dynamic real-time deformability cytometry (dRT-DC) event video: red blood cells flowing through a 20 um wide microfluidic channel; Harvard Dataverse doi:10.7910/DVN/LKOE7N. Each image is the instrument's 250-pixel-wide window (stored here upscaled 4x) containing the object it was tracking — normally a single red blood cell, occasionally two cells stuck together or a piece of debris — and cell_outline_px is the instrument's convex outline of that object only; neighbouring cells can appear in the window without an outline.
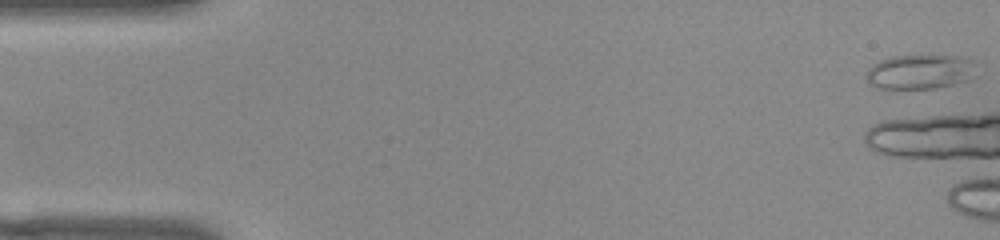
{"species": "common noctule bat (a hibernating species)", "species_latin": "Nyctalus noctula", "temperature_condition": "warm", "stored_images_in_passage": 6, "camera_frame_rate_fps": 3000, "um_per_image_px": 0.085, "animal": {"sex": "female", "body_mass_g": 22.0, "forearm_length_mm": 56.7}, "frame": {"image": 1, "passage_image": 1, "time_ms": 0.0, "image_size_px": [1000, 240], "cell_outline_px": [[976, 76], [952, 84], [936, 88], [876, 88], [864, 76], [868, 68], [872, 64], [880, 60], [892, 56], [968, 56], [972, 60]], "centroid_in_image_um": [78.19, 6.09], "position_along_channel_um": 6.8, "area_um2": 22.08}}